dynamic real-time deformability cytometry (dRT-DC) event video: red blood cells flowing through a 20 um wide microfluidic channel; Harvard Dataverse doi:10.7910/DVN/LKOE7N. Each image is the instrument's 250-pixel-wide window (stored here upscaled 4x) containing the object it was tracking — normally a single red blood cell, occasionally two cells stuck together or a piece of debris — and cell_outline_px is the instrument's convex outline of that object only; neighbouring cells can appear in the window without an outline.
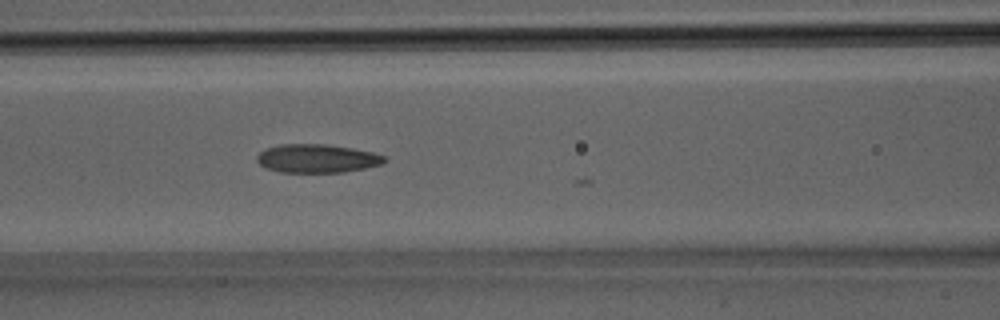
{"species": "Egyptian fruit bat (a non-hibernating species)", "species_latin": "Rousettus aegyptiacus", "temperature_condition": "room temperature", "stored_images_in_passage": 5, "camera_frame_rate_fps": 3000, "um_per_image_px": 0.085, "animal": {"sex": "male"}, "frame": {"image": 1, "passage_image": 5, "time_ms": 1.333, "image_size_px": [1000, 320], "cell_outline_px": [[388, 160], [380, 164], [364, 168], [344, 172], [280, 172], [268, 168], [260, 164], [256, 160], [256, 156], [260, 152], [268, 148], [280, 144], [324, 144], [352, 148], [372, 152], [384, 156]], "centroid_in_image_um": [26.94, 13.47], "position_along_channel_um": 139.7, "area_um2": 20.98}}